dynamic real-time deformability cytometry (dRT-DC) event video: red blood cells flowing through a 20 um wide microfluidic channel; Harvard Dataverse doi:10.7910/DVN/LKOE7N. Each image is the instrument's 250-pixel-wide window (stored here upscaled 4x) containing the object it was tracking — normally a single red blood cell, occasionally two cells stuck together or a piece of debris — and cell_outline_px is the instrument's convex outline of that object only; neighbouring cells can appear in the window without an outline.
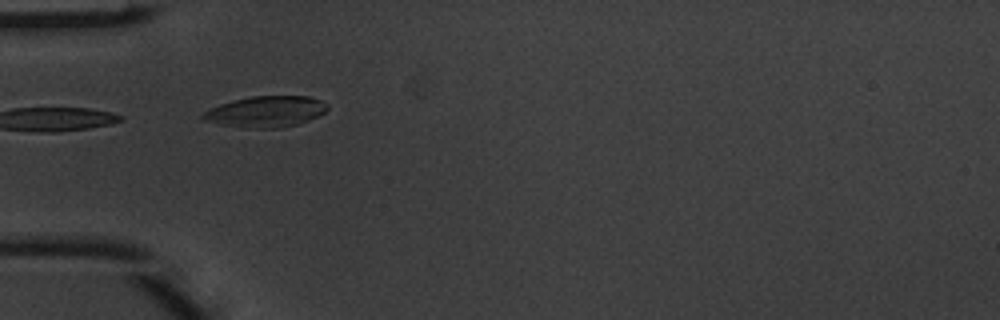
{"species": "common noctule bat (a hibernating species)", "species_latin": "Nyctalus noctula", "temperature_condition": "warm", "stored_images_in_passage": 3, "camera_frame_rate_fps": 3000, "um_per_image_px": 0.085, "animal": {"sex": "male", "body_mass_g": 20.1, "forearm_length_mm": 53.5}, "frame": {"image": 1, "passage_image": 1, "time_ms": 0.0, "image_size_px": [1000, 320], "cell_outline_px": [[328, 108], [324, 112], [308, 120], [296, 124], [280, 128], [244, 128], [200, 120], [200, 116], [204, 112], [220, 104], [232, 100], [252, 96], [308, 96], [320, 100], [328, 104]], "centroid_in_image_um": [22.57, 9.49], "position_along_channel_um": 62.4, "area_um2": 22.43}}
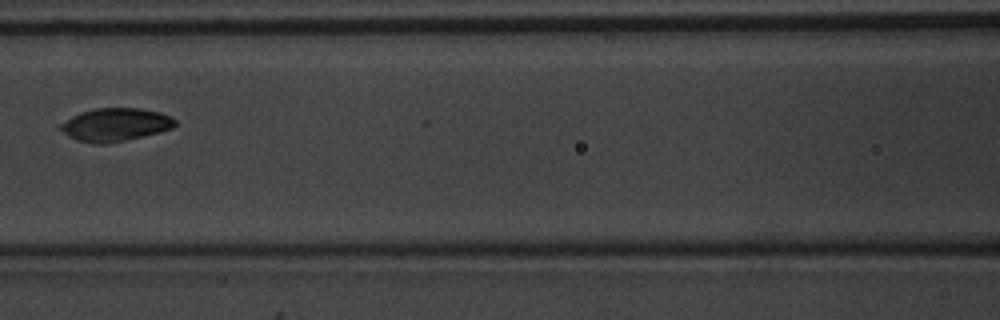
{"frame": {"image": 2, "passage_image": 3, "time_ms": 0.667, "image_size_px": [1000, 320], "cell_outline_px": [[176, 124], [172, 128], [160, 132], [124, 140], [104, 144], [76, 140], [68, 136], [56, 128], [60, 124], [72, 116], [80, 112], [96, 108], [140, 108], [160, 112], [176, 120]], "centroid_in_image_um": [9.77, 10.59], "position_along_channel_um": 156.8, "area_um2": 21.96}}